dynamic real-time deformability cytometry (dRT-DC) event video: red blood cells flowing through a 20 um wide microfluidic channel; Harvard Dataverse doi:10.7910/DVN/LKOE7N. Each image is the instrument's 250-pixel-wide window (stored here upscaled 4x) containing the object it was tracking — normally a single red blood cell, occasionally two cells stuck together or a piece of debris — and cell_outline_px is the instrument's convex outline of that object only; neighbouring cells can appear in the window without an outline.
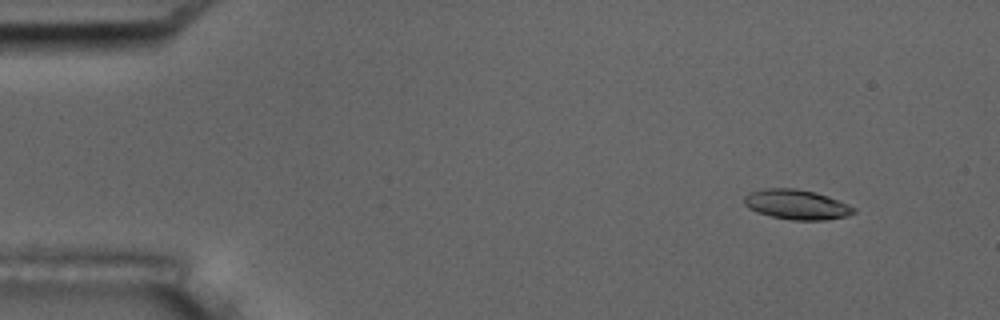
{"species": "common noctule bat (a hibernating species)", "species_latin": "Nyctalus noctula", "temperature_condition": "room temperature", "stored_images_in_passage": 55, "camera_frame_rate_fps": 3000, "um_per_image_px": 0.085, "animal": {"sex": "male", "body_mass_g": 17.5, "forearm_length_mm": 52.3}, "frame": {"image": 1, "passage_image": 6, "time_ms": 1.667, "image_size_px": [1000, 320], "cell_outline_px": [[856, 212], [844, 216], [828, 220], [792, 220], [772, 216], [756, 212], [748, 208], [744, 204], [744, 196], [748, 192], [764, 188], [796, 188], [816, 192], [828, 196], [848, 204], [856, 208]], "centroid_in_image_um": [67.69, 17.37], "position_along_channel_um": 17.3, "area_um2": 19.19}}
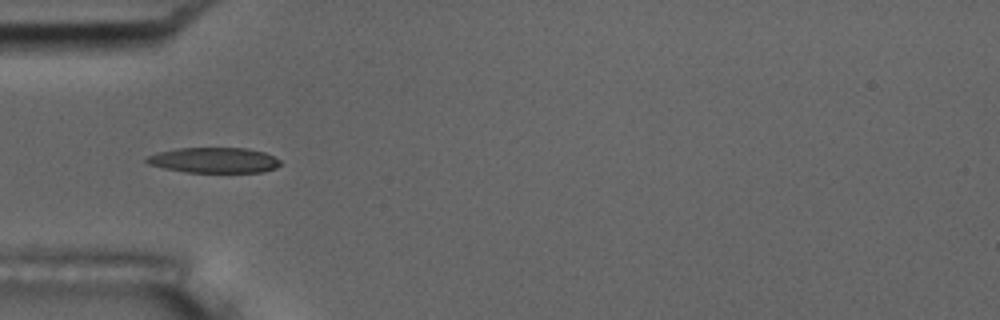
{"frame": {"image": 2, "passage_image": 18, "time_ms": 5.667, "image_size_px": [1000, 320], "cell_outline_px": [[280, 164], [276, 168], [264, 172], [184, 172], [164, 168], [148, 164], [144, 160], [148, 156], [156, 152], [180, 148], [248, 148], [264, 152], [280, 160]], "centroid_in_image_um": [18.18, 13.62], "position_along_channel_um": 66.8, "area_um2": 19.83}}
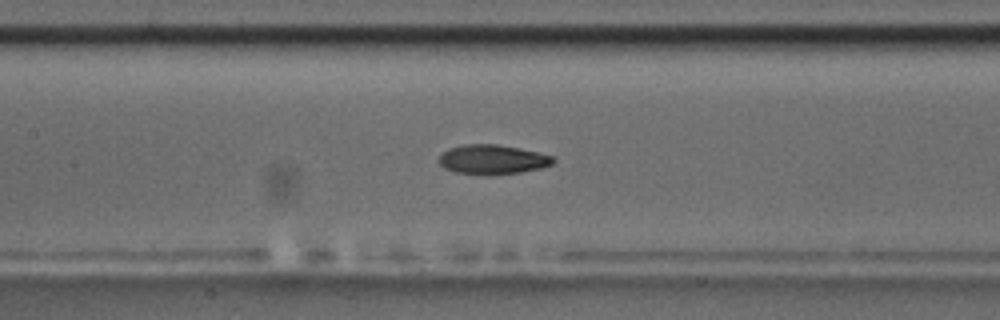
{"frame": {"image": 3, "passage_image": 26, "time_ms": 8.333, "image_size_px": [1000, 320], "cell_outline_px": [[556, 160], [552, 164], [540, 168], [520, 172], [488, 176], [484, 176], [456, 172], [444, 168], [440, 164], [440, 156], [448, 148], [464, 144], [496, 144], [520, 148], [556, 156]], "centroid_in_image_um": [41.89, 13.56], "position_along_channel_um": 165.5, "area_um2": 19.88}, "authors_computed_cell_mechanics": {"area_um2": 19.5364, "velocity_mm_per_s": 3.7113, "shape_relaxation_time_tau1_ms": 5.9622, "shape_relaxation_time_tau2_ms": 3.2625, "deformation_change_tau1": 0.18, "deformation_change_tau2": 0.0929}}